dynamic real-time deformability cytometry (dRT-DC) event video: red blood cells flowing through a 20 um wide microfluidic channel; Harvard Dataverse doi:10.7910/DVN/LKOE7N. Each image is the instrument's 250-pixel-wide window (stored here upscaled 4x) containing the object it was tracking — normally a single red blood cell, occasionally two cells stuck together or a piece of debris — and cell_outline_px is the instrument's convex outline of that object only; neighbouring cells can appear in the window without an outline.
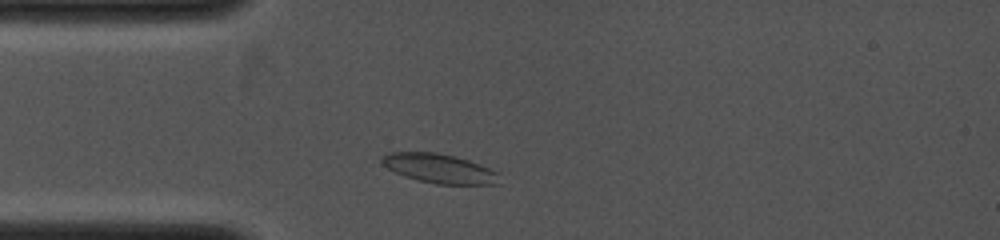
{"species": "common noctule bat (a hibernating species)", "species_latin": "Nyctalus noctula", "temperature_condition": "cold", "stored_images_in_passage": 24, "camera_frame_rate_fps": 4000, "um_per_image_px": 0.085, "animal": {"sex": "female", "body_mass_g": 19.0, "forearm_length_mm": 53.3}, "frame": {"image": 1, "passage_image": 3, "time_ms": 0.75, "image_size_px": [1000, 240], "cell_outline_px": [[496, 184], [436, 184], [404, 176], [388, 168], [380, 160], [380, 156], [388, 152], [436, 152], [468, 160], [488, 168], [496, 172]], "centroid_in_image_um": [37.25, 14.3], "position_along_channel_um": 47.7, "area_um2": 19.54}}
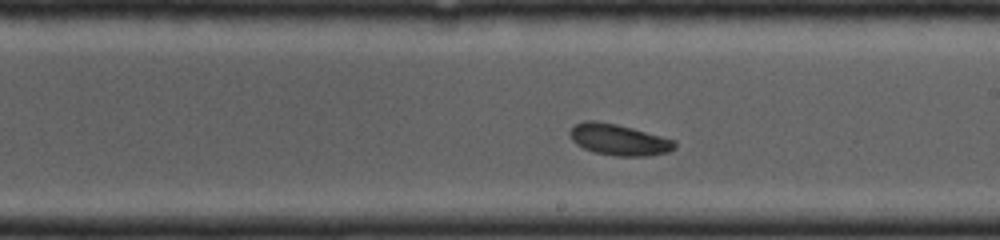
{"frame": {"image": 2, "passage_image": 14, "time_ms": 4.75, "image_size_px": [1000, 240], "cell_outline_px": [[676, 148], [668, 152], [648, 156], [616, 156], [596, 152], [584, 148], [576, 144], [568, 136], [568, 132], [576, 124], [588, 120], [592, 120], [616, 124], [632, 128], [676, 140]], "centroid_in_image_um": [52.61, 11.88], "position_along_channel_um": 236.4, "area_um2": 19.02}}
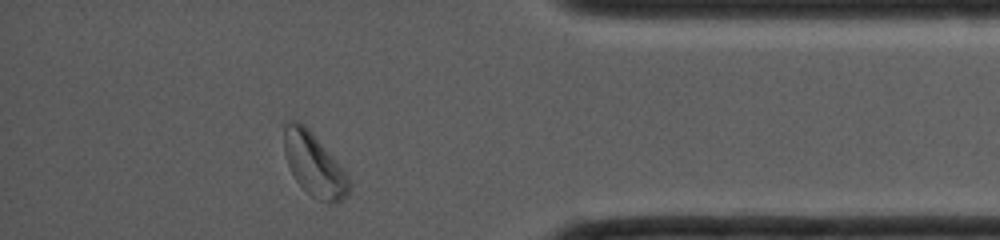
{"frame": {"image": 3, "passage_image": 24, "time_ms": 8.5, "image_size_px": [1000, 240], "cell_outline_px": [[352, 188], [348, 196], [336, 204], [328, 204], [312, 196], [296, 180], [288, 164], [284, 152], [284, 124], [292, 120], [304, 124], [308, 128], [336, 160], [348, 176], [352, 184]], "centroid_in_image_um": [26.74, 14.03], "position_along_channel_um": 408.5, "area_um2": 23.87}}